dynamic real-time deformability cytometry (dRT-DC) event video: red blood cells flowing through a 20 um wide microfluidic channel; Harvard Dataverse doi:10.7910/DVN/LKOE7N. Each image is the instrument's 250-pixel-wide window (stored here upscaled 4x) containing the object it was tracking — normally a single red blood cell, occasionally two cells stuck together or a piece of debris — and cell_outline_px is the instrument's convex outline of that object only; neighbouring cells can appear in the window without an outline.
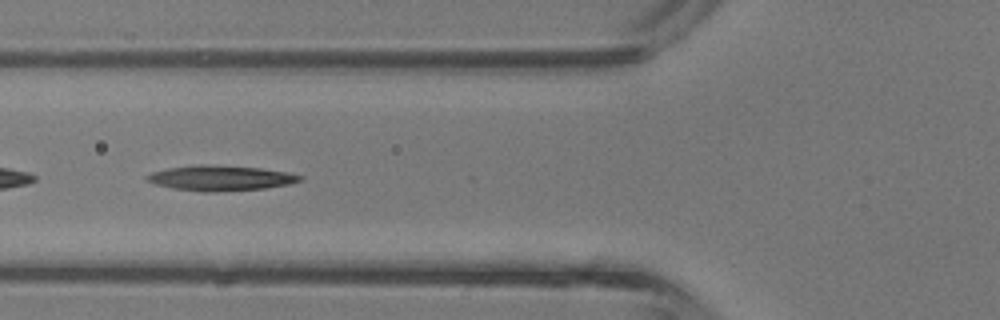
{"species": "common noctule bat (a hibernating species)", "species_latin": "Nyctalus noctula", "temperature_condition": "room temperature", "stored_images_in_passage": 20, "camera_frame_rate_fps": 3000, "um_per_image_px": 0.085, "animal": {"sex": "male", "body_mass_g": 13.3}, "frame": {"image": 1, "passage_image": 15, "time_ms": 4.667, "image_size_px": [1000, 320], "cell_outline_px": [[304, 180], [288, 184], [264, 188], [172, 188], [156, 184], [148, 180], [144, 176], [152, 172], [168, 168], [196, 164], [208, 164], [260, 168], [288, 172], [304, 176]], "centroid_in_image_um": [18.8, 15.06], "position_along_channel_um": 107.0, "area_um2": 21.04}}
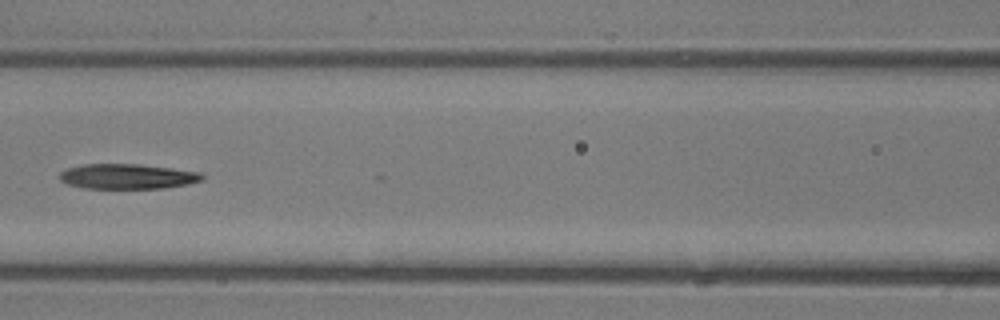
{"frame": {"image": 2, "passage_image": 18, "time_ms": 5.667, "image_size_px": [1000, 320], "cell_outline_px": [[204, 180], [188, 184], [164, 188], [84, 188], [68, 184], [60, 180], [60, 172], [68, 168], [84, 164], [140, 164], [200, 172], [204, 176]], "centroid_in_image_um": [10.85, 14.99], "position_along_channel_um": 155.8, "area_um2": 20.75}}